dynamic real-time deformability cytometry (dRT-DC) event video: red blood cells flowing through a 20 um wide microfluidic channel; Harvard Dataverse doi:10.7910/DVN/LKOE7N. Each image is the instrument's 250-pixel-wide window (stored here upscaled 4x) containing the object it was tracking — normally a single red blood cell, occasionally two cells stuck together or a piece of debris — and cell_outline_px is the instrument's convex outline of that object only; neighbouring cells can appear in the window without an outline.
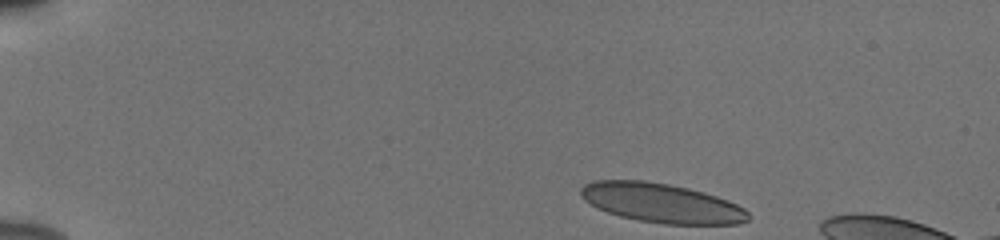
{"species": "human", "species_latin": "Homo sapiens", "temperature_condition": "cold", "stored_images_in_passage": 5, "segment_of_instrument_passage": [1, 2], "camera_frame_rate_fps": 3000, "um_per_image_px": 0.085, "donor": {"sex": "male"}, "frame": {"image": 1, "passage_image": 1, "time_ms": 0.0, "image_size_px": [1000, 240], "cell_outline_px": [[748, 220], [736, 224], [664, 224], [636, 220], [620, 216], [596, 208], [584, 200], [580, 196], [580, 188], [584, 184], [596, 180], [644, 180], [668, 184], [688, 188], [704, 192], [728, 200], [744, 208], [748, 212]], "centroid_in_image_um": [56.19, 17.25], "position_along_channel_um": 28.8, "area_um2": 38.44}}